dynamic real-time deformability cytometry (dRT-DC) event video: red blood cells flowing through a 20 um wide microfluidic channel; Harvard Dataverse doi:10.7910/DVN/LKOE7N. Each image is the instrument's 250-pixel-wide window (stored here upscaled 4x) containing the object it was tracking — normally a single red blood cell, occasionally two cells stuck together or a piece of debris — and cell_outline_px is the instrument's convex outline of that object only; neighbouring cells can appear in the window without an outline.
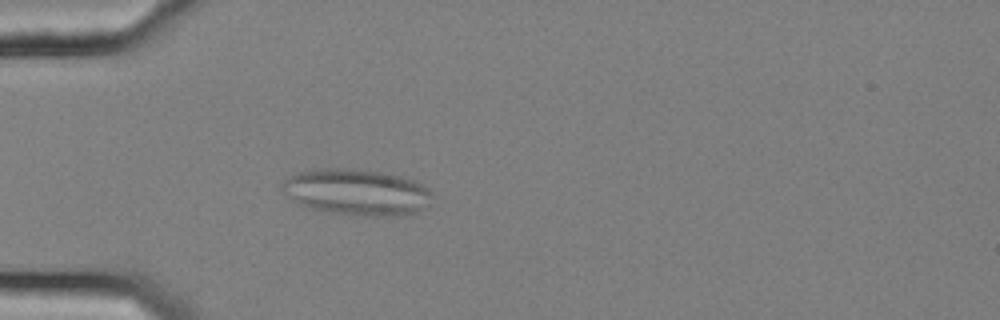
{"species": "common noctule bat (a hibernating species)", "species_latin": "Nyctalus noctula", "temperature_condition": "cold", "stored_images_in_passage": 56, "camera_frame_rate_fps": 3000, "um_per_image_px": 0.085, "animal": {"sex": "female", "body_mass_g": 25.1}, "frame": {"image": 1, "passage_image": 17, "time_ms": 5.333, "image_size_px": [1000, 320], "cell_outline_px": [[428, 204], [424, 208], [416, 212], [404, 216], [360, 216], [328, 212], [312, 208], [300, 204], [292, 200], [284, 192], [280, 184], [284, 180], [300, 172], [320, 168], [356, 168], [380, 172], [400, 176], [412, 180], [428, 188]], "centroid_in_image_um": [30.29, 16.34], "position_along_channel_um": 54.7, "area_um2": 40.17}}